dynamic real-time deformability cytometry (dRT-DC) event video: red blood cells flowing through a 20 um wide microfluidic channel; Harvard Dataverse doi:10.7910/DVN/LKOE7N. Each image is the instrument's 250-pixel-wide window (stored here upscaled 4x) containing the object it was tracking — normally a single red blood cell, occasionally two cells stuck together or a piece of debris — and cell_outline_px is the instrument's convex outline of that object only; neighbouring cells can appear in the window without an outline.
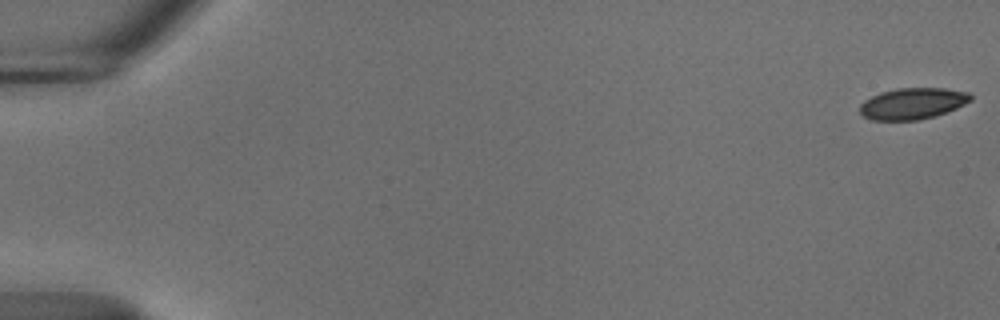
{"species": "common noctule bat (a hibernating species)", "species_latin": "Nyctalus noctula", "temperature_condition": "cold", "stored_images_in_passage": 8, "camera_frame_rate_fps": 3000, "um_per_image_px": 0.085, "animal": {"sex": "male", "body_mass_g": 18.8}, "frame": {"image": 1, "passage_image": 1, "time_ms": 0.0, "image_size_px": [1000, 320], "cell_outline_px": [[972, 100], [956, 108], [936, 116], [920, 120], [872, 120], [864, 116], [860, 112], [860, 104], [864, 100], [880, 92], [896, 88], [944, 88], [968, 92], [972, 96]], "centroid_in_image_um": [77.57, 8.8], "position_along_channel_um": 7.4, "area_um2": 20.29}}